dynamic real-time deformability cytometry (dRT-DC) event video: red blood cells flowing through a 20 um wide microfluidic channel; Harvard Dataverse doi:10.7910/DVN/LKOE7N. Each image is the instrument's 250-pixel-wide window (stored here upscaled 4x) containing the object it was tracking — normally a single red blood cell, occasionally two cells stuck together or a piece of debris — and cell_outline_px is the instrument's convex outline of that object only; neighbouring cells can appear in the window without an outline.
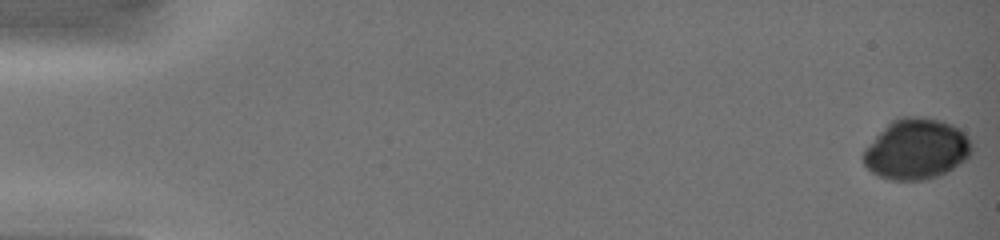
{"species": "common noctule bat (a hibernating species)", "species_latin": "Nyctalus noctula", "temperature_condition": "warm", "stored_images_in_passage": 25, "camera_frame_rate_fps": 3000, "um_per_image_px": 0.085, "animal": {"sex": "female", "body_mass_g": 19.0, "forearm_length_mm": 51.5}, "frame": {"image": 1, "passage_image": 1, "time_ms": 0.0, "image_size_px": [1000, 240], "cell_outline_px": [[972, 152], [964, 160], [940, 176], [924, 180], [888, 180], [872, 172], [864, 164], [860, 156], [864, 148], [892, 120], [900, 116], [924, 116], [940, 120], [952, 124], [964, 132], [968, 136], [972, 144]], "centroid_in_image_um": [77.88, 12.67], "position_along_channel_um": 7.1, "area_um2": 38.55}}